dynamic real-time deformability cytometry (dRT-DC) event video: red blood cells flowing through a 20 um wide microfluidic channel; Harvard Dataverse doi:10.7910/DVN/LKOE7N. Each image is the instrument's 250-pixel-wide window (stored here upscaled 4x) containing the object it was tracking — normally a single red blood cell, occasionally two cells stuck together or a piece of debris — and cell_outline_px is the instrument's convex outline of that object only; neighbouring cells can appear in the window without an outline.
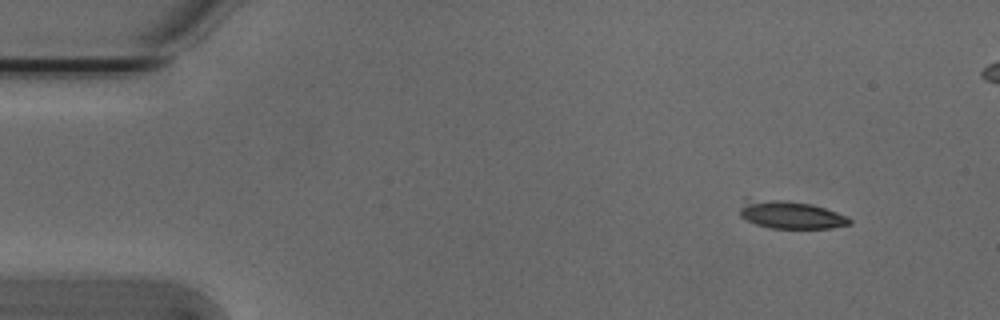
{"species": "Egyptian fruit bat (a non-hibernating species)", "species_latin": "Rousettus aegyptiacus", "temperature_condition": "cold", "stored_images_in_passage": 33, "camera_frame_rate_fps": 3000, "um_per_image_px": 0.085, "animal": {"sex": "male"}, "frame": {"image": 1, "passage_image": 1, "time_ms": 0.0, "image_size_px": [1000, 320], "cell_outline_px": [[852, 224], [832, 228], [772, 228], [756, 224], [740, 216], [740, 208], [748, 204], [772, 200], [780, 200], [812, 204], [848, 216], [852, 220]], "centroid_in_image_um": [67.37, 18.31], "position_along_channel_um": 17.6, "area_um2": 16.94}}
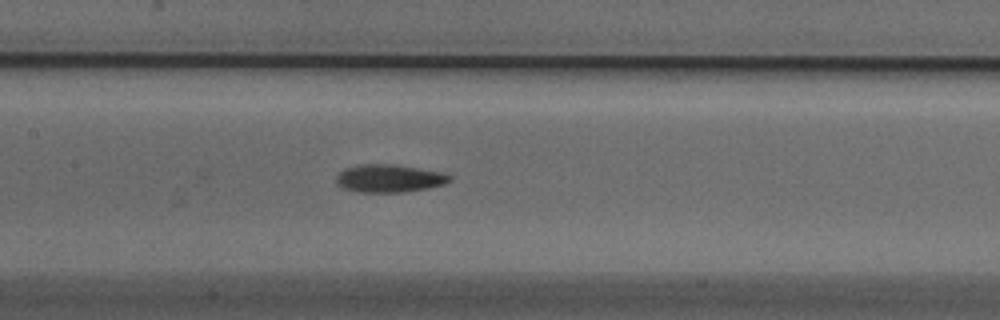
{"frame": {"image": 2, "passage_image": 21, "time_ms": 6.667, "image_size_px": [1000, 320], "cell_outline_px": [[452, 180], [444, 184], [428, 188], [400, 192], [360, 192], [344, 188], [336, 184], [336, 176], [344, 168], [360, 164], [396, 164], [444, 172], [452, 176]], "centroid_in_image_um": [33.1, 15.15], "position_along_channel_um": 174.3, "area_um2": 18.55}}
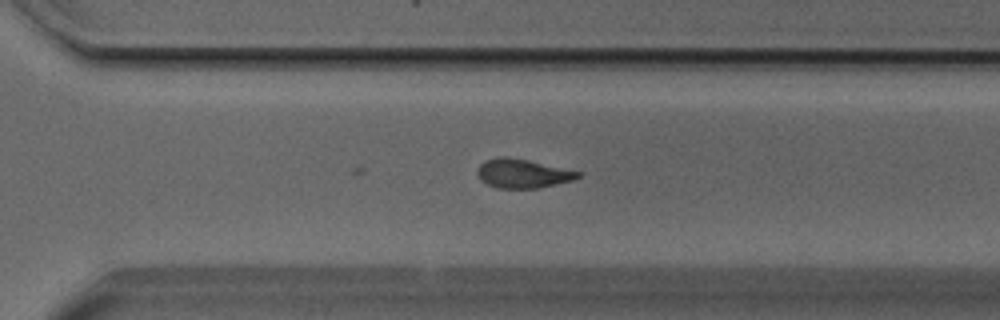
{"frame": {"image": 3, "passage_image": 33, "time_ms": 10.667, "image_size_px": [1000, 320], "cell_outline_px": [[580, 176], [572, 180], [536, 188], [496, 188], [480, 180], [476, 172], [480, 164], [484, 160], [500, 156], [508, 156], [528, 160], [580, 172]], "centroid_in_image_um": [44.35, 14.73], "position_along_channel_um": 326.3, "area_um2": 16.82}}